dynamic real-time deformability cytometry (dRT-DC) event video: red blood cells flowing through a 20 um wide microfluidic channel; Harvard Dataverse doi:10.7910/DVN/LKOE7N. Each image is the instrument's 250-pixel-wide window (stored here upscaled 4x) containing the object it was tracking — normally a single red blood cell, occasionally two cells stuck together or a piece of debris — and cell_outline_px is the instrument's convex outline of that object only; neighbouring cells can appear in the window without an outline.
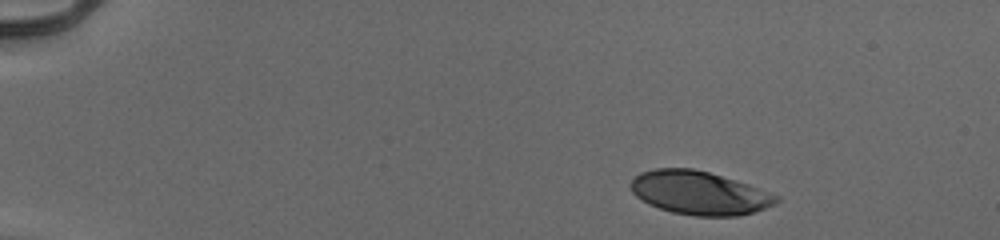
{"species": "human", "species_latin": "Homo sapiens", "temperature_condition": "cold", "stored_images_in_passage": 42, "camera_frame_rate_fps": 3000, "um_per_image_px": 0.085, "donor": {"sex": "male"}, "frame": {"image": 1, "passage_image": 1, "time_ms": 0.0, "image_size_px": [1000, 240], "cell_outline_px": [[780, 200], [776, 204], [740, 216], [692, 216], [672, 212], [648, 204], [636, 196], [632, 192], [628, 184], [640, 172], [656, 168], [692, 168], [708, 172], [748, 184], [780, 196]], "centroid_in_image_um": [59.43, 16.4], "position_along_channel_um": 25.6, "area_um2": 36.93}}
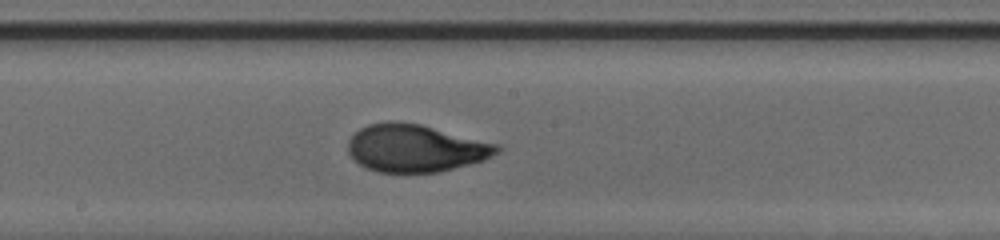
{"frame": {"image": 2, "passage_image": 24, "time_ms": 7.667, "image_size_px": [1000, 240], "cell_outline_px": [[504, 148], [500, 152], [484, 160], [440, 172], [380, 172], [364, 168], [348, 152], [348, 140], [360, 128], [368, 124], [384, 120], [396, 120], [420, 124], [500, 144]], "centroid_in_image_um": [35.34, 12.58], "position_along_channel_um": 212.9, "area_um2": 41.62}}
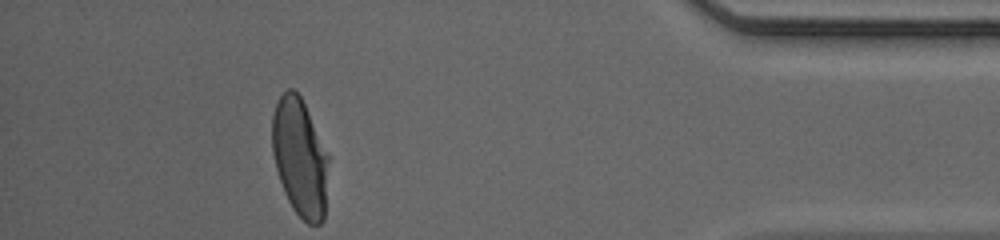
{"frame": {"image": 3, "passage_image": 42, "time_ms": 13.667, "image_size_px": [1000, 240], "cell_outline_px": [[328, 160], [324, 220], [320, 224], [308, 224], [292, 208], [284, 192], [276, 168], [272, 152], [272, 116], [276, 104], [280, 96], [288, 88], [292, 88], [300, 96], [304, 104], [328, 156]], "centroid_in_image_um": [25.47, 13.41], "position_along_channel_um": 409.7, "area_um2": 38.21}, "authors_computed_cell_mechanics": {"area_um2": 40.3444, "velocity_mm_per_s": 3.9418, "shape_relaxation_time_tau1_ms": 4.8519, "shape_relaxation_time_tau2_ms": 0.7729, "deformation_change_tau1": 0.2336, "deformation_change_tau2": 0.0542}}